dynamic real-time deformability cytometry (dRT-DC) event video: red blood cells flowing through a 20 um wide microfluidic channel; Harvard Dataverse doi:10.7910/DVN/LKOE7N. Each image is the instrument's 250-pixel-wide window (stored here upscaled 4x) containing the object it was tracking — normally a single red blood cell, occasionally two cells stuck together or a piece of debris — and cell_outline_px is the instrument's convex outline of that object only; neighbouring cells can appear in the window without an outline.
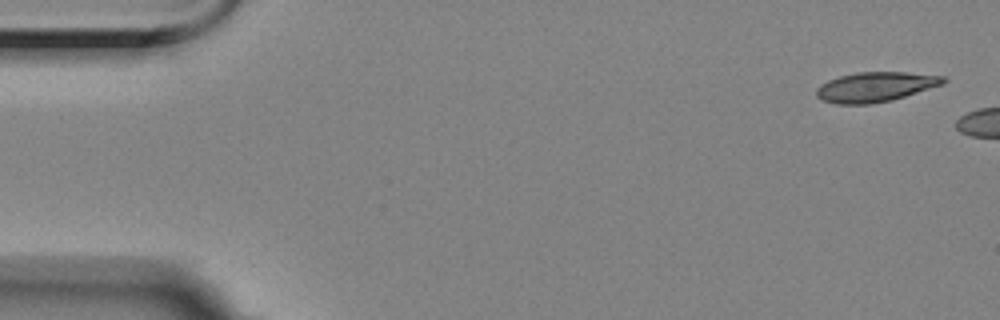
{"species": "Egyptian fruit bat (a non-hibernating species)", "species_latin": "Rousettus aegyptiacus", "temperature_condition": "room temperature", "stored_images_in_passage": 6, "camera_frame_rate_fps": 3000, "um_per_image_px": 0.085, "animal": {"sex": "female"}, "frame": {"image": 1, "passage_image": 1, "time_ms": 0.0, "image_size_px": [1000, 320], "cell_outline_px": [[948, 80], [944, 84], [892, 100], [872, 104], [836, 104], [820, 100], [816, 96], [816, 88], [820, 84], [828, 80], [840, 76], [856, 72], [904, 72], [944, 76]], "centroid_in_image_um": [74.39, 7.39], "position_along_channel_um": 10.6, "area_um2": 22.2}}